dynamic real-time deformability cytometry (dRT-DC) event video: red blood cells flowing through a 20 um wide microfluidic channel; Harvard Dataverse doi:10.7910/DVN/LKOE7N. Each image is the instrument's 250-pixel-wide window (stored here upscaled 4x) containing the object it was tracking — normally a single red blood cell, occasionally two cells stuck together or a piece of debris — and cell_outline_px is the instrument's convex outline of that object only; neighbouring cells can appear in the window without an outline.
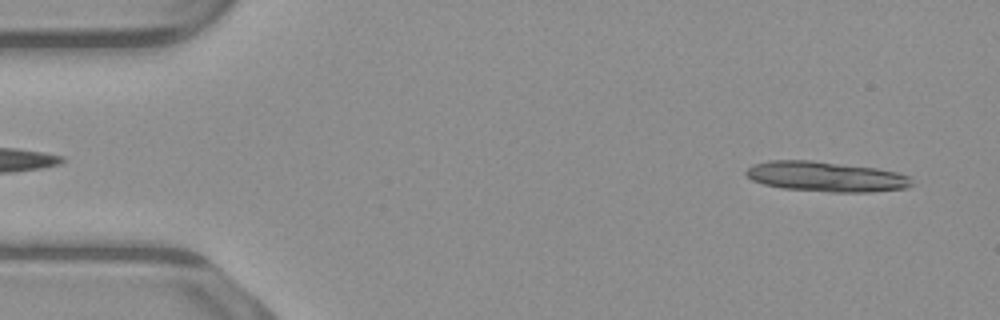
{"species": "common noctule bat (a hibernating species)", "species_latin": "Nyctalus noctula", "temperature_condition": "warm", "stored_images_in_passage": 10, "camera_frame_rate_fps": 3000, "um_per_image_px": 0.085, "animal": {"sex": "male", "body_mass_g": 23.1, "forearm_length_mm": 52.7}, "frame": {"image": 1, "passage_image": 3, "time_ms": 0.667, "image_size_px": [1000, 320], "cell_outline_px": [[900, 176], [896, 184], [892, 188], [804, 188], [772, 184], [760, 180], [772, 164], [824, 164], [860, 168], [884, 172]], "centroid_in_image_um": [70.35, 15.03], "position_along_channel_um": 14.6, "area_um2": 19.59}}